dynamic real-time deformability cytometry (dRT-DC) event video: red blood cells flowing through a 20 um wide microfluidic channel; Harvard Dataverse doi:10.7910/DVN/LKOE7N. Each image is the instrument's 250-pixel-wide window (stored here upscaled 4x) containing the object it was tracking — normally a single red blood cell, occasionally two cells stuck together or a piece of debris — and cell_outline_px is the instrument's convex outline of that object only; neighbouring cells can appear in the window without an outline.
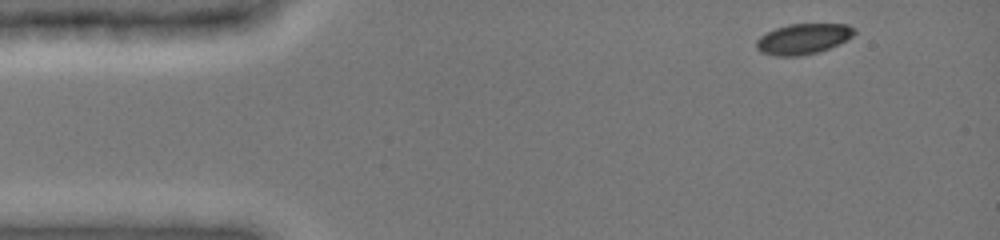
{"species": "common noctule bat (a hibernating species)", "species_latin": "Nyctalus noctula", "temperature_condition": "cold", "stored_images_in_passage": 7, "camera_frame_rate_fps": 3000, "um_per_image_px": 0.085, "animal": {"sex": "female", "body_mass_g": 19.0, "forearm_length_mm": 51.5}, "frame": {"image": 1, "passage_image": 1, "time_ms": 0.0, "image_size_px": [1000, 240], "cell_outline_px": [[856, 32], [852, 36], [828, 48], [816, 52], [800, 56], [776, 56], [760, 52], [756, 48], [756, 40], [760, 36], [776, 28], [788, 24], [848, 24], [856, 28]], "centroid_in_image_um": [68.24, 3.3], "position_along_channel_um": 16.8, "area_um2": 17.28}}
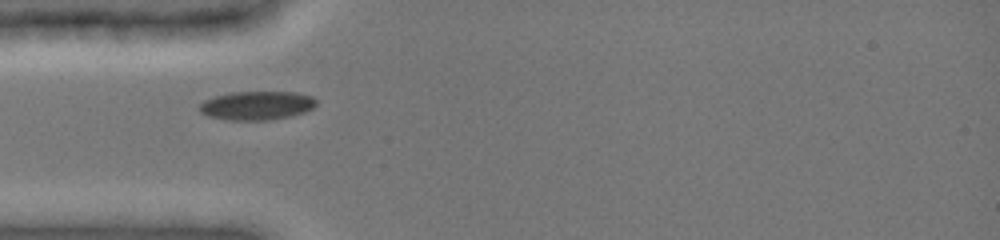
{"frame": {"image": 2, "passage_image": 5, "time_ms": 3.333, "image_size_px": [1000, 240], "cell_outline_px": [[316, 104], [312, 108], [304, 112], [292, 116], [268, 120], [228, 120], [208, 116], [200, 112], [200, 104], [204, 100], [216, 96], [232, 92], [296, 92], [312, 96], [316, 100]], "centroid_in_image_um": [21.84, 8.97], "position_along_channel_um": 63.2, "area_um2": 19.54}}
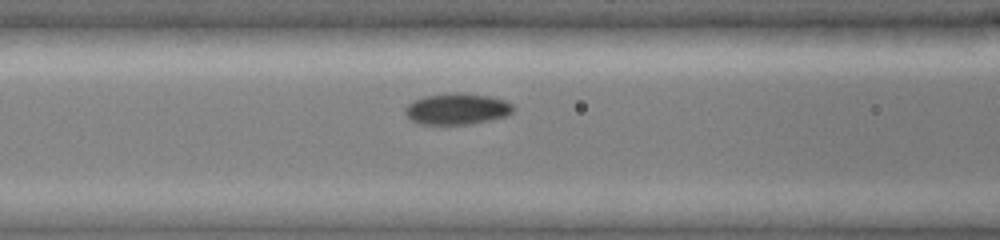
{"frame": {"image": 3, "passage_image": 7, "time_ms": 5.0, "image_size_px": [1000, 240], "cell_outline_px": [[512, 112], [508, 116], [472, 124], [420, 124], [412, 120], [404, 112], [404, 108], [412, 100], [424, 96], [456, 92], [460, 92], [488, 96], [504, 100], [512, 104]], "centroid_in_image_um": [38.83, 9.25], "position_along_channel_um": 127.8, "area_um2": 19.71}}